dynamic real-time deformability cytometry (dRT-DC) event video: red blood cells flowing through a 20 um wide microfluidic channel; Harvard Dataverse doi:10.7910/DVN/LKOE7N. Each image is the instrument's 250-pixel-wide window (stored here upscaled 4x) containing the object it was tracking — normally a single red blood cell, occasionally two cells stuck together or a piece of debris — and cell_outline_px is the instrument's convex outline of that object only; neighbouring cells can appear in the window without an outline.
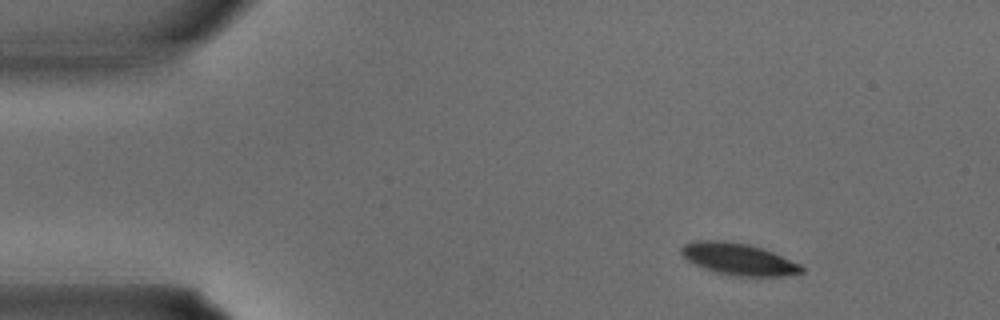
{"species": "common noctule bat (a hibernating species)", "species_latin": "Nyctalus noctula", "temperature_condition": "warm", "stored_images_in_passage": 31, "camera_frame_rate_fps": 3000, "um_per_image_px": 0.085, "animal": {"sex": "male", "body_mass_g": 15.6}, "frame": {"image": 1, "passage_image": 1, "time_ms": 0.0, "image_size_px": [1000, 320], "cell_outline_px": [[804, 272], [780, 276], [736, 276], [716, 272], [696, 264], [688, 260], [680, 252], [680, 248], [684, 244], [696, 240], [720, 240], [748, 244], [772, 252], [800, 264], [804, 268]], "centroid_in_image_um": [62.76, 22.02], "position_along_channel_um": 22.2, "area_um2": 21.96}}
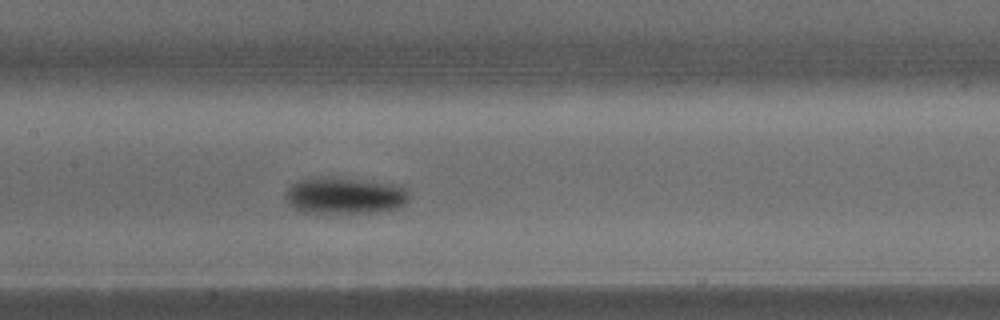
{"frame": {"image": 2, "passage_image": 13, "time_ms": 4.0, "image_size_px": [1000, 320], "cell_outline_px": [[408, 200], [404, 204], [396, 208], [372, 212], [304, 212], [296, 208], [284, 196], [288, 188], [292, 184], [300, 180], [312, 176], [340, 176], [392, 184], [404, 188], [408, 192]], "centroid_in_image_um": [29.28, 16.58], "position_along_channel_um": 178.1, "area_um2": 26.24}}
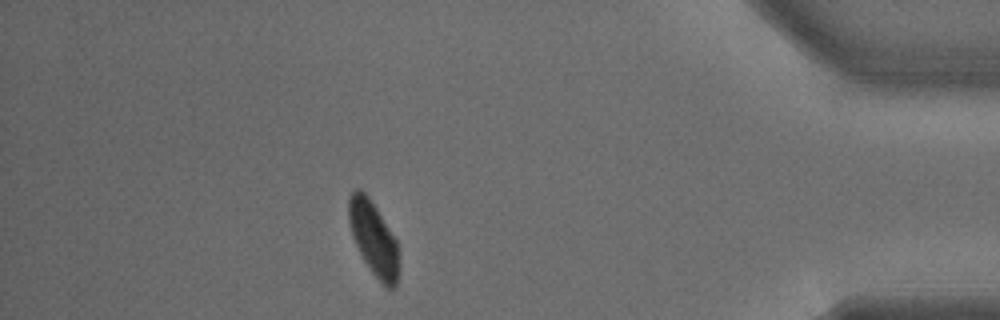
{"frame": {"image": 3, "passage_image": 27, "time_ms": 8.667, "image_size_px": [1000, 320], "cell_outline_px": [[400, 272], [396, 288], [388, 288], [372, 272], [364, 260], [352, 236], [348, 224], [348, 196], [356, 188], [360, 188], [368, 196], [376, 208], [396, 240], [400, 268]], "centroid_in_image_um": [31.75, 20.27], "position_along_channel_um": 403.5, "area_um2": 21.62}}